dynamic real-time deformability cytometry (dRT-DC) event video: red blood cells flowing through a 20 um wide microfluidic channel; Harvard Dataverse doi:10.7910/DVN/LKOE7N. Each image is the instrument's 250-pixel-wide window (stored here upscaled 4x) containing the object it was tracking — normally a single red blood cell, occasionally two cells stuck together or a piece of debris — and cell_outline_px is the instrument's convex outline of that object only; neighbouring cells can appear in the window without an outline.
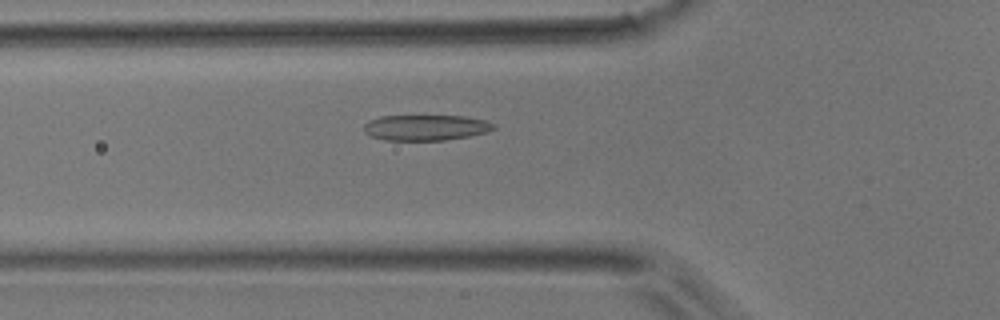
{"species": "common noctule bat (a hibernating species)", "species_latin": "Nyctalus noctula", "temperature_condition": "room temperature", "stored_images_in_passage": 38, "camera_frame_rate_fps": 3000, "um_per_image_px": 0.085, "animal": {"sex": "male", "body_mass_g": 17.9}, "frame": {"image": 1, "passage_image": 5, "time_ms": 1.333, "image_size_px": [1000, 320], "cell_outline_px": [[496, 128], [488, 132], [468, 136], [444, 140], [384, 140], [372, 136], [364, 132], [364, 124], [368, 120], [380, 116], [464, 116], [484, 120], [496, 124]], "centroid_in_image_um": [36.19, 10.84], "position_along_channel_um": 89.6, "area_um2": 19.42}}
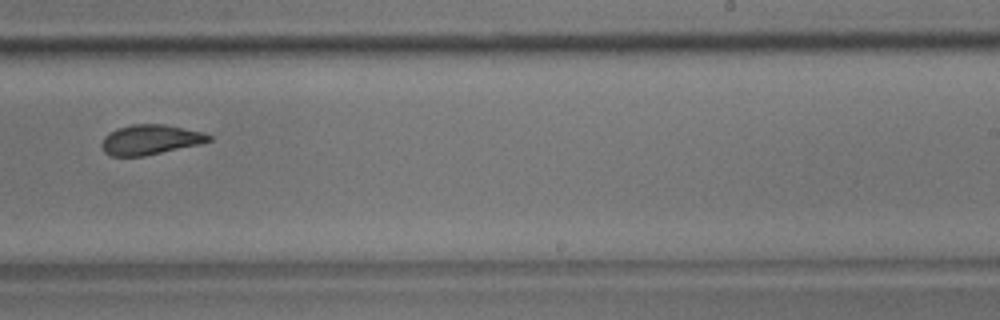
{"frame": {"image": 2, "passage_image": 19, "time_ms": 6.0, "image_size_px": [1000, 320], "cell_outline_px": [[212, 140], [200, 144], [144, 156], [112, 156], [104, 152], [100, 144], [104, 136], [108, 132], [116, 128], [132, 124], [164, 124], [204, 132], [212, 136]], "centroid_in_image_um": [12.76, 11.86], "position_along_channel_um": 276.2, "area_um2": 18.84}}
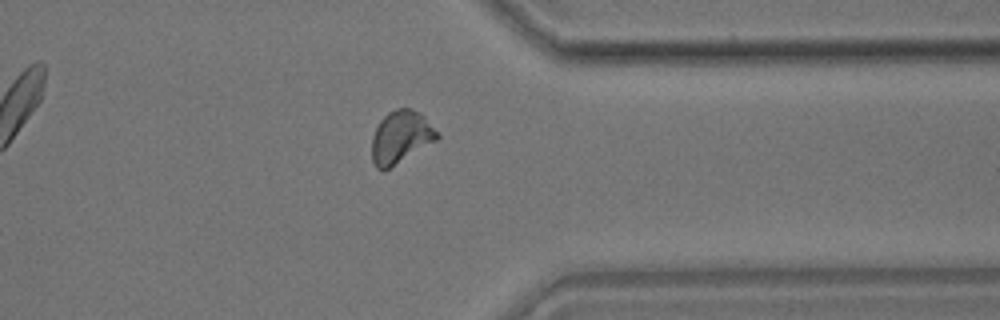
{"frame": {"image": 3, "passage_image": 27, "time_ms": 8.667, "image_size_px": [1000, 320], "cell_outline_px": [[440, 136], [436, 140], [384, 172], [380, 172], [376, 168], [372, 160], [372, 136], [380, 120], [388, 112], [396, 108], [412, 108], [420, 112], [440, 132]], "centroid_in_image_um": [34.07, 11.66], "position_along_channel_um": 377.3, "area_um2": 20.29}}